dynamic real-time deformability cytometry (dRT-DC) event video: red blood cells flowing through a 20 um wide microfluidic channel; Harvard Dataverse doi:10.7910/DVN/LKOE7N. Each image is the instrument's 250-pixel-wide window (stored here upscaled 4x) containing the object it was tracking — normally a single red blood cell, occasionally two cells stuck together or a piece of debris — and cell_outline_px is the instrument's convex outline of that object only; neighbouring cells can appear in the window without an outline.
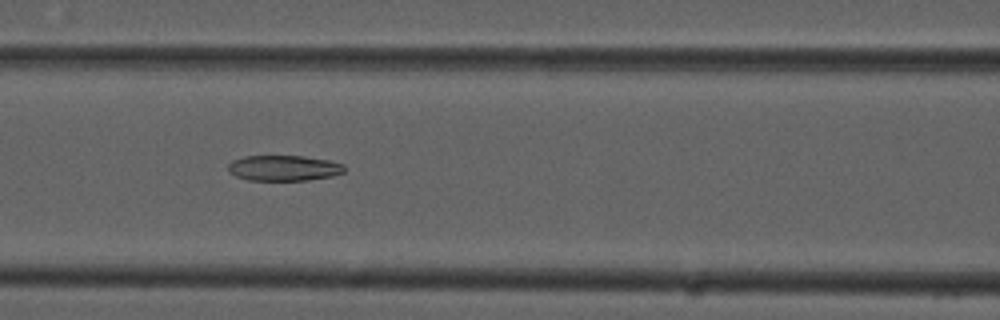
{"species": "common noctule bat (a hibernating species)", "species_latin": "Nyctalus noctula", "temperature_condition": "cold", "stored_images_in_passage": 53, "camera_frame_rate_fps": 3000, "um_per_image_px": 0.085, "animal": {"sex": "male", "forearm_length_mm": 52.5}, "frame": {"image": 1, "passage_image": 22, "time_ms": 7.0, "image_size_px": [1000, 320], "cell_outline_px": [[344, 172], [332, 176], [308, 180], [248, 180], [236, 176], [228, 172], [228, 164], [232, 160], [244, 156], [304, 156], [328, 160], [344, 164]], "centroid_in_image_um": [24.1, 14.28], "position_along_channel_um": 142.5, "area_um2": 17.34}}
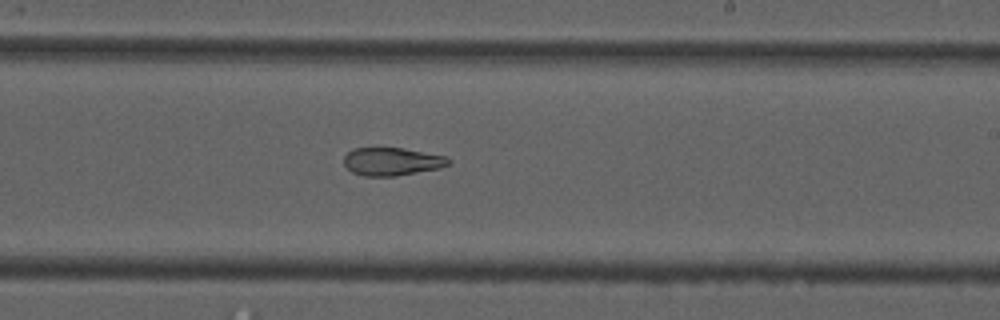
{"frame": {"image": 2, "passage_image": 31, "time_ms": 10.0, "image_size_px": [1000, 320], "cell_outline_px": [[452, 160], [448, 164], [440, 168], [396, 176], [364, 176], [352, 172], [344, 164], [344, 156], [352, 148], [404, 148], [448, 156]], "centroid_in_image_um": [33.33, 13.72], "position_along_channel_um": 255.7, "area_um2": 17.17}}
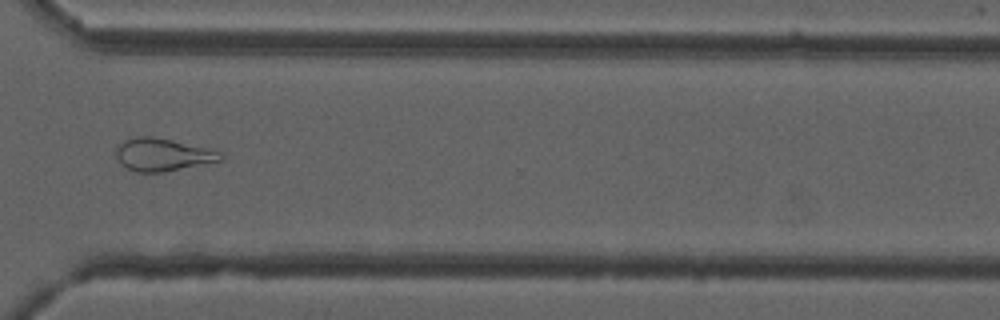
{"frame": {"image": 3, "passage_image": 39, "time_ms": 12.667, "image_size_px": [1000, 320], "cell_outline_px": [[224, 156], [220, 160], [164, 172], [136, 172], [124, 168], [120, 164], [116, 156], [116, 148], [124, 140], [136, 136], [152, 136], [172, 140], [220, 152]], "centroid_in_image_um": [13.74, 13.15], "position_along_channel_um": 356.9, "area_um2": 19.65}, "authors_computed_cell_mechanics": {"area_um2": 21.3282, "velocity_mm_per_s": 3.7863, "shape_relaxation_time_tau1_ms": null, "shape_relaxation_time_tau2_ms": 8.4623, "deformation_change_tau1": null, "deformation_change_tau2": 0.2042}}